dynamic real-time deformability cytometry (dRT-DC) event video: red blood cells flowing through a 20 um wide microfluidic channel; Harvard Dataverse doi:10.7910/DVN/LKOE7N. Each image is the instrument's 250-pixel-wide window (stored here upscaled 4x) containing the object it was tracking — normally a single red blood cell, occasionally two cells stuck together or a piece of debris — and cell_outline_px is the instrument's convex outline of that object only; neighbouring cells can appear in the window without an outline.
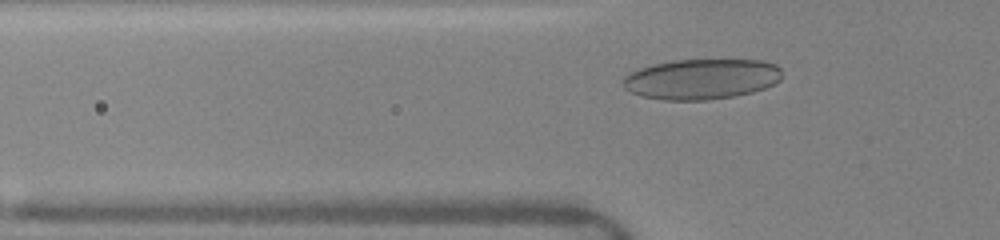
{"species": "human", "species_latin": "Homo sapiens", "temperature_condition": "warm", "stored_images_in_passage": 11, "camera_frame_rate_fps": 3000, "um_per_image_px": 0.085, "donor": {"sex": "female"}, "frame": {"image": 1, "passage_image": 8, "time_ms": 3.0, "image_size_px": [1000, 240], "cell_outline_px": [[780, 80], [764, 88], [752, 92], [736, 96], [708, 100], [664, 100], [640, 96], [624, 88], [624, 76], [628, 72], [640, 68], [672, 60], [764, 60], [776, 64], [780, 68]], "centroid_in_image_um": [59.62, 6.72], "position_along_channel_um": 66.2, "area_um2": 37.45}}
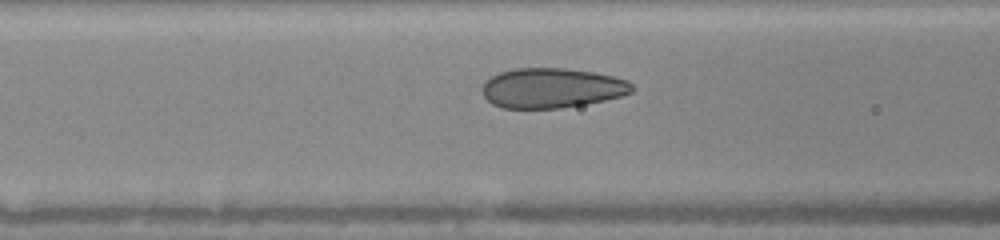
{"frame": {"image": 2, "passage_image": 11, "time_ms": 4.333, "image_size_px": [1000, 240], "cell_outline_px": [[636, 88], [632, 92], [620, 96], [604, 100], [584, 104], [560, 108], [504, 108], [492, 104], [484, 96], [480, 88], [492, 76], [500, 72], [516, 68], [564, 68], [592, 72], [612, 76], [628, 80]], "centroid_in_image_um": [46.91, 7.48], "position_along_channel_um": 119.7, "area_um2": 34.74}}